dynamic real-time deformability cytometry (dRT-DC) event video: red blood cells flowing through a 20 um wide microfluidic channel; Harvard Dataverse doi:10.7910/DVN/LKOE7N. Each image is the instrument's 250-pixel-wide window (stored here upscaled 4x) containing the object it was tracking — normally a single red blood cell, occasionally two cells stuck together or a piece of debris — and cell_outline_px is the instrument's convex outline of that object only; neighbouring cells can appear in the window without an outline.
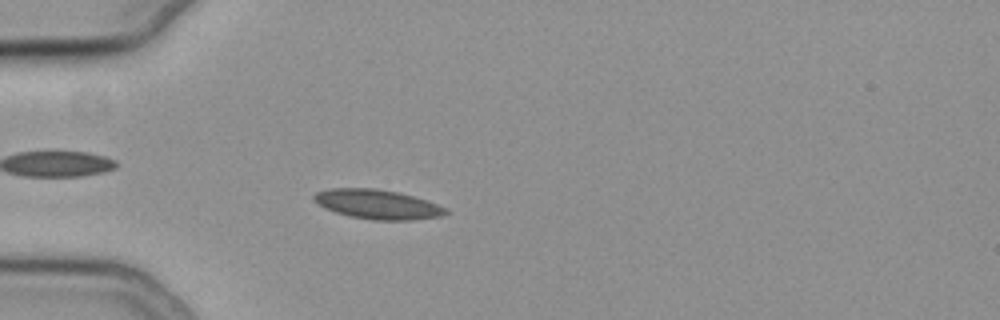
{"species": "common noctule bat (a hibernating species)", "species_latin": "Nyctalus noctula", "temperature_condition": "cold", "stored_images_in_passage": 55, "camera_frame_rate_fps": 3000, "um_per_image_px": 0.085, "animal": {"sex": "female", "body_mass_g": 19.3, "forearm_length_mm": 54.1}, "frame": {"image": 1, "passage_image": 17, "time_ms": 5.333, "image_size_px": [1000, 320], "cell_outline_px": [[448, 212], [440, 216], [412, 220], [372, 220], [348, 216], [324, 208], [312, 200], [312, 196], [316, 192], [328, 188], [376, 188], [400, 192], [448, 208]], "centroid_in_image_um": [32.03, 17.36], "position_along_channel_um": 53.0, "area_um2": 22.72}}
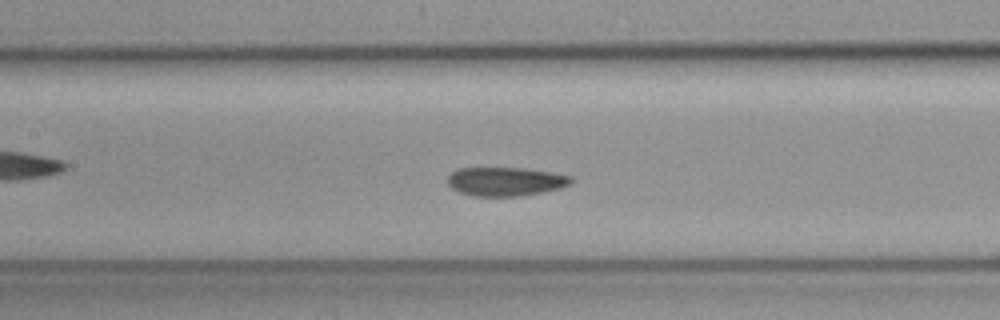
{"frame": {"image": 2, "passage_image": 27, "time_ms": 8.667, "image_size_px": [1000, 320], "cell_outline_px": [[572, 184], [560, 188], [520, 196], [472, 196], [460, 192], [452, 188], [448, 184], [448, 176], [452, 172], [460, 168], [528, 168], [552, 172], [572, 176]], "centroid_in_image_um": [42.99, 15.42], "position_along_channel_um": 164.4, "area_um2": 20.75}}
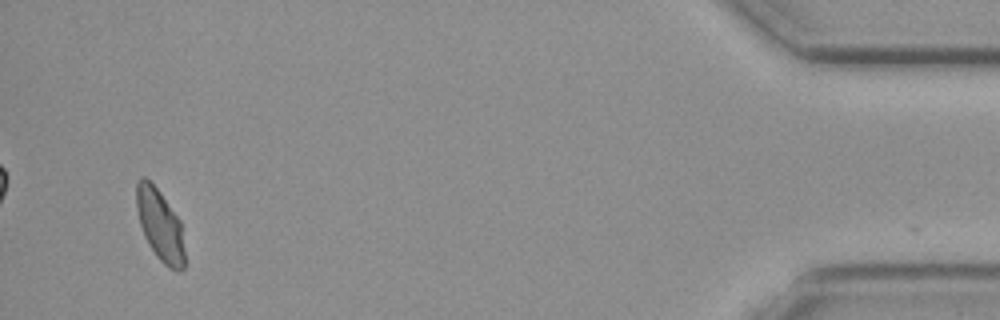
{"frame": {"image": 3, "passage_image": 54, "time_ms": 17.667, "image_size_px": [1000, 320], "cell_outline_px": [[184, 268], [180, 272], [176, 272], [168, 268], [156, 256], [148, 244], [144, 236], [140, 224], [136, 208], [136, 180], [140, 176], [144, 176], [160, 192], [180, 220], [184, 252]], "centroid_in_image_um": [13.58, 19.14], "position_along_channel_um": 421.6, "area_um2": 20.17}, "authors_computed_cell_mechanics": {"area_um2": 21.097, "velocity_mm_per_s": 3.7341, "shape_relaxation_time_tau1_ms": 7.3917, "shape_relaxation_time_tau2_ms": 2.7832, "deformation_change_tau1": 0.1531, "deformation_change_tau2": 0.0797}}